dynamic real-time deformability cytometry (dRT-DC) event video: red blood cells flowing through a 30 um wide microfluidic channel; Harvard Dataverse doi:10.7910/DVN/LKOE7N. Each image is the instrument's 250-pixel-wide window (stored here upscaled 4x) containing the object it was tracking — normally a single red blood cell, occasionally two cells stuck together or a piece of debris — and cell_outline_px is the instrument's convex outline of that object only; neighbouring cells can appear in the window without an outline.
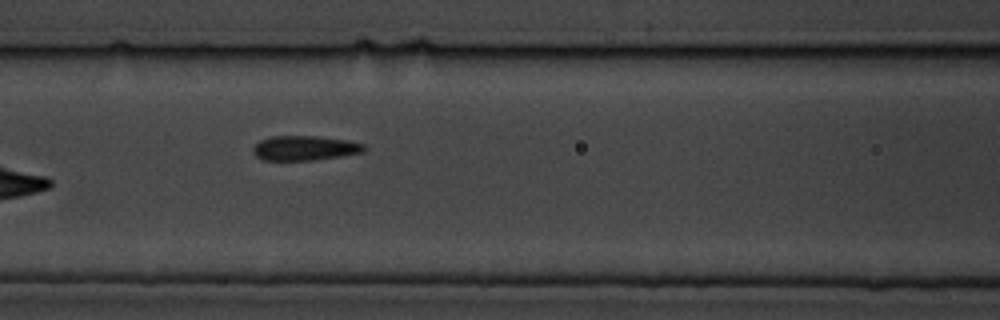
{"species": "common noctule bat (a hibernating species)", "species_latin": "Nyctalus noctula", "temperature_condition": "cold", "stored_images_in_passage": 8, "camera_frame_rate_fps": 3000, "um_per_image_px": 0.085, "animal": {"sex": "male", "body_mass_g": 19.5, "forearm_length_mm": 54.6}, "frame": {"image": 1, "passage_image": 8, "time_ms": 8.0, "image_size_px": [1000, 320], "cell_outline_px": [[368, 148], [364, 152], [340, 156], [312, 160], [264, 160], [256, 156], [252, 152], [252, 148], [260, 140], [272, 136], [316, 136], [348, 140], [364, 144]], "centroid_in_image_um": [25.91, 12.58], "position_along_channel_um": 140.7, "area_um2": 16.01}}